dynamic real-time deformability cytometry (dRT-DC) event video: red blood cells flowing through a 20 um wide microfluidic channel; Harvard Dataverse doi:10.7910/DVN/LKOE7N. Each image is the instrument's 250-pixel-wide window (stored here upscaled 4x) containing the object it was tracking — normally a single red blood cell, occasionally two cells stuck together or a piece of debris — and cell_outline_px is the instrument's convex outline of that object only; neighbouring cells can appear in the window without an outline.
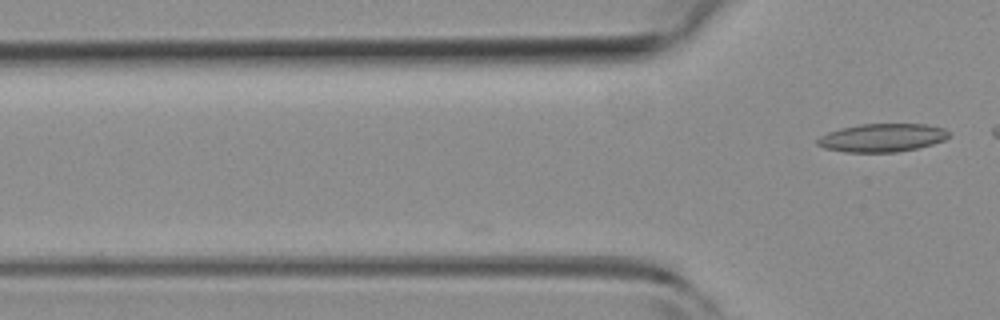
{"species": "common noctule bat (a hibernating species)", "species_latin": "Nyctalus noctula", "temperature_condition": "room temperature", "stored_images_in_passage": 5, "camera_frame_rate_fps": 3000, "um_per_image_px": 0.085, "animal": {"sex": "female", "body_mass_g": 19.3, "forearm_length_mm": 54.1}, "frame": {"image": 1, "passage_image": 5, "time_ms": 1.333, "image_size_px": [1000, 320], "cell_outline_px": [[952, 136], [944, 140], [932, 144], [916, 148], [896, 152], [844, 152], [824, 148], [816, 144], [816, 140], [820, 136], [828, 132], [840, 128], [860, 124], [928, 124], [944, 128]], "centroid_in_image_um": [74.98, 11.7], "position_along_channel_um": 50.8, "area_um2": 21.73}}